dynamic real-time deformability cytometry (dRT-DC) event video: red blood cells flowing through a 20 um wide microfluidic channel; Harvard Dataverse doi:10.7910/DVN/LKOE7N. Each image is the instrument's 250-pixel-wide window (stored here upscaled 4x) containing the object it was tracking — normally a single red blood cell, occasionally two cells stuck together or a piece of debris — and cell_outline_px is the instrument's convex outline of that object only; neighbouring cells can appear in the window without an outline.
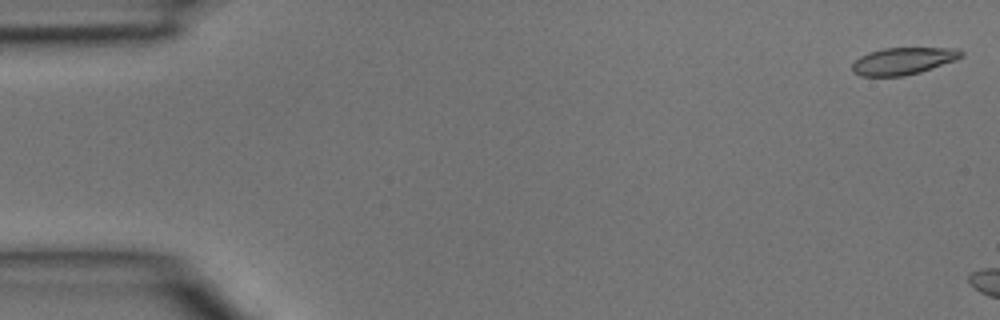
{"species": "common noctule bat (a hibernating species)", "species_latin": "Nyctalus noctula", "temperature_condition": "room temperature", "stored_images_in_passage": 4, "camera_frame_rate_fps": 3000, "um_per_image_px": 0.085, "animal": {"sex": "male", "body_mass_g": 15.6}, "frame": {"image": 1, "passage_image": 1, "time_ms": 0.0, "image_size_px": [1000, 320], "cell_outline_px": [[964, 56], [956, 60], [920, 72], [904, 76], [860, 76], [852, 72], [852, 64], [860, 56], [868, 52], [884, 48], [956, 48], [964, 52]], "centroid_in_image_um": [76.77, 5.18], "position_along_channel_um": 8.2, "area_um2": 17.28}}